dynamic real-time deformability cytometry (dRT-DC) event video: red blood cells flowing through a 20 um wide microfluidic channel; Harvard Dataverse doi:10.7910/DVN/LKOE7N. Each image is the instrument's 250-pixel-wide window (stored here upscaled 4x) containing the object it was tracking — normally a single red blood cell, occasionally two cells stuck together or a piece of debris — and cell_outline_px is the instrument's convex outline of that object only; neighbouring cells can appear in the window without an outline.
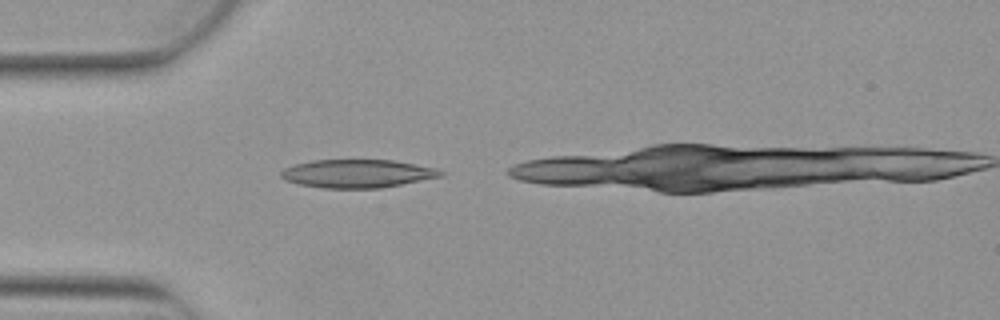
{"species": "Egyptian fruit bat (a non-hibernating species)", "species_latin": "Rousettus aegyptiacus", "temperature_condition": "warm", "stored_images_in_passage": 1, "camera_frame_rate_fps": 3000, "um_per_image_px": 0.085, "animal": {"sex": "female"}, "frame": {"image": 1, "passage_image": 1, "time_ms": 0.0, "image_size_px": [1000, 320], "cell_outline_px": [[444, 176], [380, 188], [324, 188], [300, 184], [284, 180], [280, 176], [280, 172], [284, 168], [296, 164], [312, 160], [392, 160], [416, 164], [436, 168], [444, 172]], "centroid_in_image_um": [30.38, 14.75], "position_along_channel_um": 54.6, "area_um2": 26.24}}